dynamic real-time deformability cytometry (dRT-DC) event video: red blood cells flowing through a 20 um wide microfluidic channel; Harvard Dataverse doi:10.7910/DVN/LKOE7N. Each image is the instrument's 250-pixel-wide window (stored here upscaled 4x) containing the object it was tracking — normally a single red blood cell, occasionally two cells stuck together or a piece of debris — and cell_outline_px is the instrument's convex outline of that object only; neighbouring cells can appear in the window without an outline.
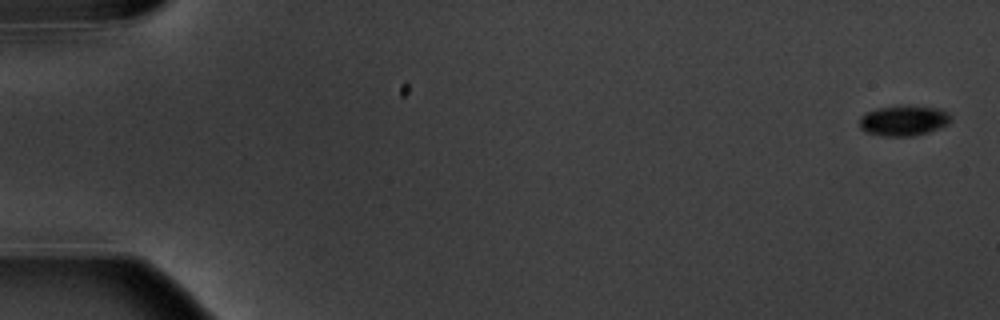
{"species": "common noctule bat (a hibernating species)", "species_latin": "Nyctalus noctula", "temperature_condition": "warm", "stored_images_in_passage": 8, "camera_frame_rate_fps": 3000, "um_per_image_px": 0.085, "animal": {"sex": "male", "body_mass_g": 20.1, "forearm_length_mm": 53.5}, "frame": {"image": 1, "passage_image": 1, "time_ms": 0.0, "image_size_px": [1000, 320], "cell_outline_px": [[952, 120], [948, 124], [940, 128], [928, 132], [912, 136], [884, 136], [868, 132], [860, 128], [860, 116], [864, 112], [876, 108], [900, 104], [936, 108], [948, 112], [952, 116]], "centroid_in_image_um": [76.81, 10.22], "position_along_channel_um": 8.2, "area_um2": 16.47}}
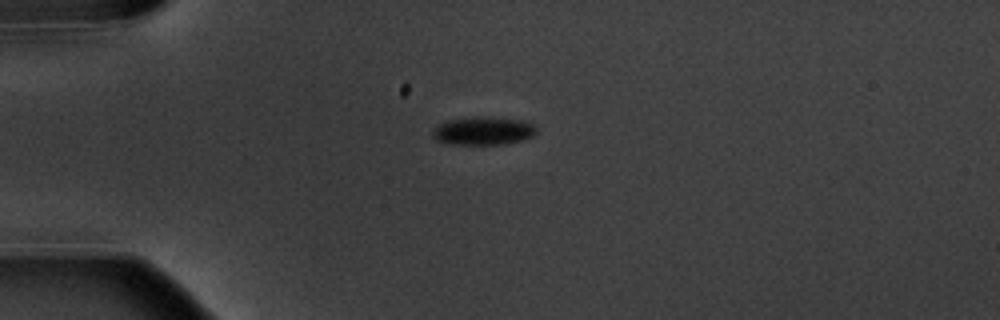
{"frame": {"image": 2, "passage_image": 5, "time_ms": 4.667, "image_size_px": [1000, 320], "cell_outline_px": [[536, 132], [532, 136], [524, 140], [504, 144], [444, 144], [436, 140], [432, 136], [432, 132], [440, 124], [448, 120], [476, 116], [488, 116], [520, 120], [532, 124], [536, 128]], "centroid_in_image_um": [41.06, 11.12], "position_along_channel_um": 43.9, "area_um2": 17.11}}
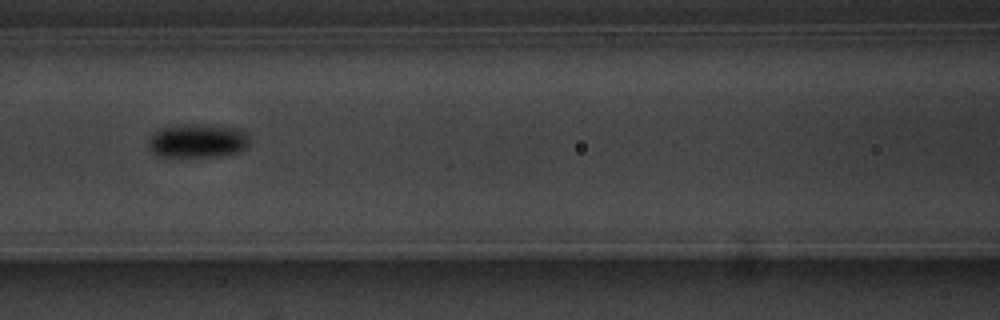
{"frame": {"image": 3, "passage_image": 8, "time_ms": 8.333, "image_size_px": [1000, 320], "cell_outline_px": [[248, 148], [236, 152], [220, 156], [156, 156], [152, 152], [152, 136], [160, 128], [180, 124], [200, 124], [240, 128], [248, 132]], "centroid_in_image_um": [16.88, 11.95], "position_along_channel_um": 149.7, "area_um2": 19.71}}